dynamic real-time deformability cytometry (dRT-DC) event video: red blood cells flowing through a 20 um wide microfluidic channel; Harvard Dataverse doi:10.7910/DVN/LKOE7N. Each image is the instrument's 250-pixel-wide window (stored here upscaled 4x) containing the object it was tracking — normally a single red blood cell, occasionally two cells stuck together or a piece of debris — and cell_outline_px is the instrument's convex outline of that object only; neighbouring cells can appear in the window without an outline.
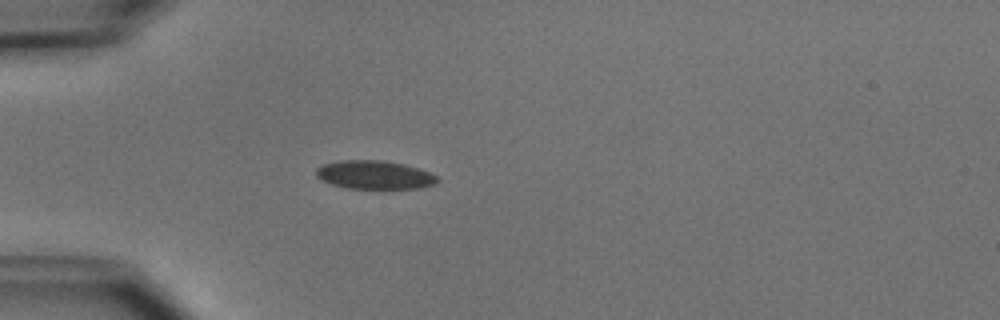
{"species": "common noctule bat (a hibernating species)", "species_latin": "Nyctalus noctula", "temperature_condition": "cold", "stored_images_in_passage": 3, "camera_frame_rate_fps": 3000, "um_per_image_px": 0.085, "animal": {"sex": "male", "body_mass_g": 15.6}, "frame": {"image": 1, "passage_image": 3, "time_ms": 3.333, "image_size_px": [1000, 320], "cell_outline_px": [[440, 180], [436, 184], [420, 188], [348, 188], [332, 184], [316, 176], [316, 168], [324, 164], [336, 160], [380, 160], [404, 164], [428, 172], [436, 176]], "centroid_in_image_um": [31.83, 14.86], "position_along_channel_um": 53.2, "area_um2": 19.94}}